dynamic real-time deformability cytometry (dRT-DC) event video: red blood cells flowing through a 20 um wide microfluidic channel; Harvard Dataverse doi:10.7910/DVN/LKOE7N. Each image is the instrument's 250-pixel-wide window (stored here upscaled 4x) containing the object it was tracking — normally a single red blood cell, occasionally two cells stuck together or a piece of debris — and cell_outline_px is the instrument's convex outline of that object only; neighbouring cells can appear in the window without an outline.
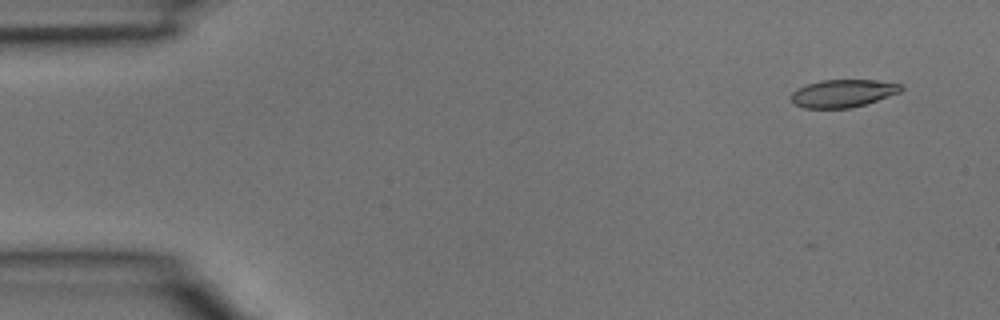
{"species": "common noctule bat (a hibernating species)", "species_latin": "Nyctalus noctula", "temperature_condition": "room temperature", "stored_images_in_passage": 4, "camera_frame_rate_fps": 3000, "um_per_image_px": 0.085, "animal": {"sex": "male", "body_mass_g": 15.6}, "frame": {"image": 1, "passage_image": 1, "time_ms": 0.0, "image_size_px": [1000, 320], "cell_outline_px": [[904, 88], [900, 92], [852, 108], [804, 108], [792, 104], [792, 92], [796, 88], [820, 80], [876, 80], [900, 84]], "centroid_in_image_um": [71.61, 7.93], "position_along_channel_um": 13.4, "area_um2": 17.69}}
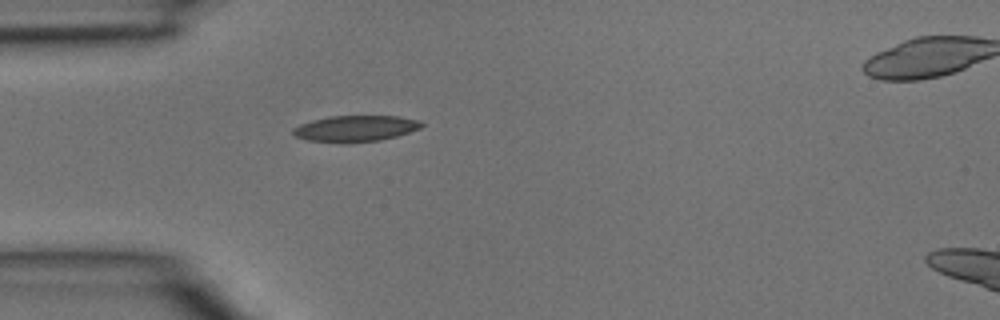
{"frame": {"image": 2, "passage_image": 3, "time_ms": 0.667, "image_size_px": [1000, 320], "cell_outline_px": [[424, 124], [420, 128], [396, 136], [380, 140], [348, 144], [308, 140], [296, 136], [292, 132], [292, 128], [300, 124], [312, 120], [328, 116], [400, 116], [420, 120]], "centroid_in_image_um": [30.21, 10.93], "position_along_channel_um": 54.8, "area_um2": 19.77}}